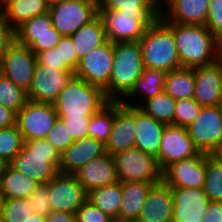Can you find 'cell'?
<instances>
[{"label":"cell","mask_w":222,"mask_h":222,"mask_svg":"<svg viewBox=\"0 0 222 222\" xmlns=\"http://www.w3.org/2000/svg\"><path fill=\"white\" fill-rule=\"evenodd\" d=\"M164 23L174 35L181 68L194 69L220 59L221 42L205 25Z\"/></svg>","instance_id":"1"},{"label":"cell","mask_w":222,"mask_h":222,"mask_svg":"<svg viewBox=\"0 0 222 222\" xmlns=\"http://www.w3.org/2000/svg\"><path fill=\"white\" fill-rule=\"evenodd\" d=\"M139 41L114 43V63L109 85L103 90L111 101H121L134 87L144 69Z\"/></svg>","instance_id":"2"},{"label":"cell","mask_w":222,"mask_h":222,"mask_svg":"<svg viewBox=\"0 0 222 222\" xmlns=\"http://www.w3.org/2000/svg\"><path fill=\"white\" fill-rule=\"evenodd\" d=\"M61 154L46 139L24 141L10 165L38 184H46L59 173Z\"/></svg>","instance_id":"3"},{"label":"cell","mask_w":222,"mask_h":222,"mask_svg":"<svg viewBox=\"0 0 222 222\" xmlns=\"http://www.w3.org/2000/svg\"><path fill=\"white\" fill-rule=\"evenodd\" d=\"M145 68L170 72L181 68L172 30L159 18L139 40Z\"/></svg>","instance_id":"4"},{"label":"cell","mask_w":222,"mask_h":222,"mask_svg":"<svg viewBox=\"0 0 222 222\" xmlns=\"http://www.w3.org/2000/svg\"><path fill=\"white\" fill-rule=\"evenodd\" d=\"M108 101L100 87L74 75L60 91L54 106L58 117H91Z\"/></svg>","instance_id":"5"},{"label":"cell","mask_w":222,"mask_h":222,"mask_svg":"<svg viewBox=\"0 0 222 222\" xmlns=\"http://www.w3.org/2000/svg\"><path fill=\"white\" fill-rule=\"evenodd\" d=\"M107 40L112 43L139 41L146 28L153 25L161 12H124L118 10H98Z\"/></svg>","instance_id":"6"},{"label":"cell","mask_w":222,"mask_h":222,"mask_svg":"<svg viewBox=\"0 0 222 222\" xmlns=\"http://www.w3.org/2000/svg\"><path fill=\"white\" fill-rule=\"evenodd\" d=\"M119 182L142 181L161 183L163 171L156 157L137 148L120 151L113 155Z\"/></svg>","instance_id":"7"},{"label":"cell","mask_w":222,"mask_h":222,"mask_svg":"<svg viewBox=\"0 0 222 222\" xmlns=\"http://www.w3.org/2000/svg\"><path fill=\"white\" fill-rule=\"evenodd\" d=\"M186 128L199 152L208 155L222 153L221 105L202 107L199 116Z\"/></svg>","instance_id":"8"},{"label":"cell","mask_w":222,"mask_h":222,"mask_svg":"<svg viewBox=\"0 0 222 222\" xmlns=\"http://www.w3.org/2000/svg\"><path fill=\"white\" fill-rule=\"evenodd\" d=\"M53 27L71 36L98 15L97 0H62L49 6Z\"/></svg>","instance_id":"9"},{"label":"cell","mask_w":222,"mask_h":222,"mask_svg":"<svg viewBox=\"0 0 222 222\" xmlns=\"http://www.w3.org/2000/svg\"><path fill=\"white\" fill-rule=\"evenodd\" d=\"M58 115L54 104L27 101L17 113L16 123L24 141L45 139Z\"/></svg>","instance_id":"10"},{"label":"cell","mask_w":222,"mask_h":222,"mask_svg":"<svg viewBox=\"0 0 222 222\" xmlns=\"http://www.w3.org/2000/svg\"><path fill=\"white\" fill-rule=\"evenodd\" d=\"M3 76L28 91L37 64V55L16 39L8 46L3 56Z\"/></svg>","instance_id":"11"},{"label":"cell","mask_w":222,"mask_h":222,"mask_svg":"<svg viewBox=\"0 0 222 222\" xmlns=\"http://www.w3.org/2000/svg\"><path fill=\"white\" fill-rule=\"evenodd\" d=\"M114 63V43L107 40L80 60L75 76L104 90L109 85Z\"/></svg>","instance_id":"12"},{"label":"cell","mask_w":222,"mask_h":222,"mask_svg":"<svg viewBox=\"0 0 222 222\" xmlns=\"http://www.w3.org/2000/svg\"><path fill=\"white\" fill-rule=\"evenodd\" d=\"M71 70H60L55 67L36 64L32 84L27 91L29 101L54 104L60 91L74 76Z\"/></svg>","instance_id":"13"},{"label":"cell","mask_w":222,"mask_h":222,"mask_svg":"<svg viewBox=\"0 0 222 222\" xmlns=\"http://www.w3.org/2000/svg\"><path fill=\"white\" fill-rule=\"evenodd\" d=\"M51 211L77 212L87 200V193L72 174L58 173L47 183Z\"/></svg>","instance_id":"14"},{"label":"cell","mask_w":222,"mask_h":222,"mask_svg":"<svg viewBox=\"0 0 222 222\" xmlns=\"http://www.w3.org/2000/svg\"><path fill=\"white\" fill-rule=\"evenodd\" d=\"M137 107L115 101L114 124L105 144V151L114 155L135 147Z\"/></svg>","instance_id":"15"},{"label":"cell","mask_w":222,"mask_h":222,"mask_svg":"<svg viewBox=\"0 0 222 222\" xmlns=\"http://www.w3.org/2000/svg\"><path fill=\"white\" fill-rule=\"evenodd\" d=\"M199 153L189 137L186 127L165 126L158 156L156 157L162 171L174 162L196 156Z\"/></svg>","instance_id":"16"},{"label":"cell","mask_w":222,"mask_h":222,"mask_svg":"<svg viewBox=\"0 0 222 222\" xmlns=\"http://www.w3.org/2000/svg\"><path fill=\"white\" fill-rule=\"evenodd\" d=\"M206 177V154L182 159L163 171V181L170 188H203Z\"/></svg>","instance_id":"17"},{"label":"cell","mask_w":222,"mask_h":222,"mask_svg":"<svg viewBox=\"0 0 222 222\" xmlns=\"http://www.w3.org/2000/svg\"><path fill=\"white\" fill-rule=\"evenodd\" d=\"M171 190L172 222H203L209 203L203 188H171Z\"/></svg>","instance_id":"18"},{"label":"cell","mask_w":222,"mask_h":222,"mask_svg":"<svg viewBox=\"0 0 222 222\" xmlns=\"http://www.w3.org/2000/svg\"><path fill=\"white\" fill-rule=\"evenodd\" d=\"M193 98L203 107L222 104V60L194 68Z\"/></svg>","instance_id":"19"},{"label":"cell","mask_w":222,"mask_h":222,"mask_svg":"<svg viewBox=\"0 0 222 222\" xmlns=\"http://www.w3.org/2000/svg\"><path fill=\"white\" fill-rule=\"evenodd\" d=\"M173 196L171 188L162 181L154 184L135 222H172Z\"/></svg>","instance_id":"20"},{"label":"cell","mask_w":222,"mask_h":222,"mask_svg":"<svg viewBox=\"0 0 222 222\" xmlns=\"http://www.w3.org/2000/svg\"><path fill=\"white\" fill-rule=\"evenodd\" d=\"M73 175L81 183L86 193L118 181L113 155L107 152L86 163Z\"/></svg>","instance_id":"21"},{"label":"cell","mask_w":222,"mask_h":222,"mask_svg":"<svg viewBox=\"0 0 222 222\" xmlns=\"http://www.w3.org/2000/svg\"><path fill=\"white\" fill-rule=\"evenodd\" d=\"M105 153V145L93 137L76 140L61 153L59 173L73 175L86 163Z\"/></svg>","instance_id":"22"},{"label":"cell","mask_w":222,"mask_h":222,"mask_svg":"<svg viewBox=\"0 0 222 222\" xmlns=\"http://www.w3.org/2000/svg\"><path fill=\"white\" fill-rule=\"evenodd\" d=\"M209 3L210 0H165L168 11L161 9L160 19L177 24L205 25Z\"/></svg>","instance_id":"23"},{"label":"cell","mask_w":222,"mask_h":222,"mask_svg":"<svg viewBox=\"0 0 222 222\" xmlns=\"http://www.w3.org/2000/svg\"><path fill=\"white\" fill-rule=\"evenodd\" d=\"M165 126L137 107L135 148L157 157Z\"/></svg>","instance_id":"24"},{"label":"cell","mask_w":222,"mask_h":222,"mask_svg":"<svg viewBox=\"0 0 222 222\" xmlns=\"http://www.w3.org/2000/svg\"><path fill=\"white\" fill-rule=\"evenodd\" d=\"M156 183L142 181L121 182L119 220L136 221L152 186Z\"/></svg>","instance_id":"25"},{"label":"cell","mask_w":222,"mask_h":222,"mask_svg":"<svg viewBox=\"0 0 222 222\" xmlns=\"http://www.w3.org/2000/svg\"><path fill=\"white\" fill-rule=\"evenodd\" d=\"M49 4L45 0H9L5 4L4 19L12 30H16L30 18L47 13Z\"/></svg>","instance_id":"26"},{"label":"cell","mask_w":222,"mask_h":222,"mask_svg":"<svg viewBox=\"0 0 222 222\" xmlns=\"http://www.w3.org/2000/svg\"><path fill=\"white\" fill-rule=\"evenodd\" d=\"M71 38L79 60H82L86 54L107 41L102 20L98 15L79 28L71 35Z\"/></svg>","instance_id":"27"},{"label":"cell","mask_w":222,"mask_h":222,"mask_svg":"<svg viewBox=\"0 0 222 222\" xmlns=\"http://www.w3.org/2000/svg\"><path fill=\"white\" fill-rule=\"evenodd\" d=\"M39 184L26 174L8 166L0 179V193L2 199H23L33 193Z\"/></svg>","instance_id":"28"},{"label":"cell","mask_w":222,"mask_h":222,"mask_svg":"<svg viewBox=\"0 0 222 222\" xmlns=\"http://www.w3.org/2000/svg\"><path fill=\"white\" fill-rule=\"evenodd\" d=\"M124 105H132L141 109L144 113L152 116L158 122L165 125H174V113L176 100L169 96L164 90L155 95L154 97L147 99L145 102H139L136 104V100L133 102H122Z\"/></svg>","instance_id":"29"},{"label":"cell","mask_w":222,"mask_h":222,"mask_svg":"<svg viewBox=\"0 0 222 222\" xmlns=\"http://www.w3.org/2000/svg\"><path fill=\"white\" fill-rule=\"evenodd\" d=\"M163 90L176 101L193 98L195 90L194 69L179 68L167 72Z\"/></svg>","instance_id":"30"},{"label":"cell","mask_w":222,"mask_h":222,"mask_svg":"<svg viewBox=\"0 0 222 222\" xmlns=\"http://www.w3.org/2000/svg\"><path fill=\"white\" fill-rule=\"evenodd\" d=\"M121 182L106 185L91 190L87 193V200L98 207L113 219L119 220L121 206Z\"/></svg>","instance_id":"31"},{"label":"cell","mask_w":222,"mask_h":222,"mask_svg":"<svg viewBox=\"0 0 222 222\" xmlns=\"http://www.w3.org/2000/svg\"><path fill=\"white\" fill-rule=\"evenodd\" d=\"M166 75L167 72L160 69L144 68L134 87L124 97L126 100L123 99L121 102H127V99H135L138 95L143 96L144 101H146L161 93L164 89Z\"/></svg>","instance_id":"32"},{"label":"cell","mask_w":222,"mask_h":222,"mask_svg":"<svg viewBox=\"0 0 222 222\" xmlns=\"http://www.w3.org/2000/svg\"><path fill=\"white\" fill-rule=\"evenodd\" d=\"M60 34L52 24L49 12L30 18L15 30V39L29 46L34 41V35Z\"/></svg>","instance_id":"33"},{"label":"cell","mask_w":222,"mask_h":222,"mask_svg":"<svg viewBox=\"0 0 222 222\" xmlns=\"http://www.w3.org/2000/svg\"><path fill=\"white\" fill-rule=\"evenodd\" d=\"M115 118V101L109 100L90 118L88 126L89 136L102 142L108 141Z\"/></svg>","instance_id":"34"},{"label":"cell","mask_w":222,"mask_h":222,"mask_svg":"<svg viewBox=\"0 0 222 222\" xmlns=\"http://www.w3.org/2000/svg\"><path fill=\"white\" fill-rule=\"evenodd\" d=\"M203 190L209 201L222 202V158L206 154V177Z\"/></svg>","instance_id":"35"},{"label":"cell","mask_w":222,"mask_h":222,"mask_svg":"<svg viewBox=\"0 0 222 222\" xmlns=\"http://www.w3.org/2000/svg\"><path fill=\"white\" fill-rule=\"evenodd\" d=\"M97 10L161 12V0H97Z\"/></svg>","instance_id":"36"},{"label":"cell","mask_w":222,"mask_h":222,"mask_svg":"<svg viewBox=\"0 0 222 222\" xmlns=\"http://www.w3.org/2000/svg\"><path fill=\"white\" fill-rule=\"evenodd\" d=\"M24 140L17 123L0 128V157L11 163L21 151Z\"/></svg>","instance_id":"37"},{"label":"cell","mask_w":222,"mask_h":222,"mask_svg":"<svg viewBox=\"0 0 222 222\" xmlns=\"http://www.w3.org/2000/svg\"><path fill=\"white\" fill-rule=\"evenodd\" d=\"M33 214L30 201L26 198L1 200V222H28Z\"/></svg>","instance_id":"38"},{"label":"cell","mask_w":222,"mask_h":222,"mask_svg":"<svg viewBox=\"0 0 222 222\" xmlns=\"http://www.w3.org/2000/svg\"><path fill=\"white\" fill-rule=\"evenodd\" d=\"M27 101V91L4 76L0 78L1 105L17 114Z\"/></svg>","instance_id":"39"},{"label":"cell","mask_w":222,"mask_h":222,"mask_svg":"<svg viewBox=\"0 0 222 222\" xmlns=\"http://www.w3.org/2000/svg\"><path fill=\"white\" fill-rule=\"evenodd\" d=\"M202 107L194 98L177 100L174 125L187 127L199 116Z\"/></svg>","instance_id":"40"},{"label":"cell","mask_w":222,"mask_h":222,"mask_svg":"<svg viewBox=\"0 0 222 222\" xmlns=\"http://www.w3.org/2000/svg\"><path fill=\"white\" fill-rule=\"evenodd\" d=\"M58 51L59 65H66L72 72L77 70L80 60L78 59L76 48L71 36H62L55 47Z\"/></svg>","instance_id":"41"},{"label":"cell","mask_w":222,"mask_h":222,"mask_svg":"<svg viewBox=\"0 0 222 222\" xmlns=\"http://www.w3.org/2000/svg\"><path fill=\"white\" fill-rule=\"evenodd\" d=\"M45 139L48 140L60 154L74 142L60 118H57Z\"/></svg>","instance_id":"42"},{"label":"cell","mask_w":222,"mask_h":222,"mask_svg":"<svg viewBox=\"0 0 222 222\" xmlns=\"http://www.w3.org/2000/svg\"><path fill=\"white\" fill-rule=\"evenodd\" d=\"M26 200L30 201L34 214L46 217L51 212L47 184H39Z\"/></svg>","instance_id":"43"},{"label":"cell","mask_w":222,"mask_h":222,"mask_svg":"<svg viewBox=\"0 0 222 222\" xmlns=\"http://www.w3.org/2000/svg\"><path fill=\"white\" fill-rule=\"evenodd\" d=\"M114 219L86 200L76 212L77 222H112Z\"/></svg>","instance_id":"44"},{"label":"cell","mask_w":222,"mask_h":222,"mask_svg":"<svg viewBox=\"0 0 222 222\" xmlns=\"http://www.w3.org/2000/svg\"><path fill=\"white\" fill-rule=\"evenodd\" d=\"M67 128L74 141L89 136L88 126L91 117H58Z\"/></svg>","instance_id":"45"},{"label":"cell","mask_w":222,"mask_h":222,"mask_svg":"<svg viewBox=\"0 0 222 222\" xmlns=\"http://www.w3.org/2000/svg\"><path fill=\"white\" fill-rule=\"evenodd\" d=\"M205 26L220 42L222 41V5L209 4Z\"/></svg>","instance_id":"46"},{"label":"cell","mask_w":222,"mask_h":222,"mask_svg":"<svg viewBox=\"0 0 222 222\" xmlns=\"http://www.w3.org/2000/svg\"><path fill=\"white\" fill-rule=\"evenodd\" d=\"M62 37L61 34L34 35V41L28 46L36 55L54 49Z\"/></svg>","instance_id":"47"},{"label":"cell","mask_w":222,"mask_h":222,"mask_svg":"<svg viewBox=\"0 0 222 222\" xmlns=\"http://www.w3.org/2000/svg\"><path fill=\"white\" fill-rule=\"evenodd\" d=\"M15 39V31L6 23L4 17H0V59H3L8 46Z\"/></svg>","instance_id":"48"},{"label":"cell","mask_w":222,"mask_h":222,"mask_svg":"<svg viewBox=\"0 0 222 222\" xmlns=\"http://www.w3.org/2000/svg\"><path fill=\"white\" fill-rule=\"evenodd\" d=\"M37 63L48 67H55L60 70H70L66 65H59L58 51L50 49L37 55Z\"/></svg>","instance_id":"49"},{"label":"cell","mask_w":222,"mask_h":222,"mask_svg":"<svg viewBox=\"0 0 222 222\" xmlns=\"http://www.w3.org/2000/svg\"><path fill=\"white\" fill-rule=\"evenodd\" d=\"M203 222H222V202L209 201Z\"/></svg>","instance_id":"50"},{"label":"cell","mask_w":222,"mask_h":222,"mask_svg":"<svg viewBox=\"0 0 222 222\" xmlns=\"http://www.w3.org/2000/svg\"><path fill=\"white\" fill-rule=\"evenodd\" d=\"M46 222H77L76 214L65 211H51L46 216Z\"/></svg>","instance_id":"51"},{"label":"cell","mask_w":222,"mask_h":222,"mask_svg":"<svg viewBox=\"0 0 222 222\" xmlns=\"http://www.w3.org/2000/svg\"><path fill=\"white\" fill-rule=\"evenodd\" d=\"M17 114L0 104V128L16 124Z\"/></svg>","instance_id":"52"},{"label":"cell","mask_w":222,"mask_h":222,"mask_svg":"<svg viewBox=\"0 0 222 222\" xmlns=\"http://www.w3.org/2000/svg\"><path fill=\"white\" fill-rule=\"evenodd\" d=\"M10 165L5 159L0 157V179Z\"/></svg>","instance_id":"53"},{"label":"cell","mask_w":222,"mask_h":222,"mask_svg":"<svg viewBox=\"0 0 222 222\" xmlns=\"http://www.w3.org/2000/svg\"><path fill=\"white\" fill-rule=\"evenodd\" d=\"M28 222H46V217L40 216L38 214H33L30 216Z\"/></svg>","instance_id":"54"},{"label":"cell","mask_w":222,"mask_h":222,"mask_svg":"<svg viewBox=\"0 0 222 222\" xmlns=\"http://www.w3.org/2000/svg\"><path fill=\"white\" fill-rule=\"evenodd\" d=\"M5 3L3 0H0V17L4 16Z\"/></svg>","instance_id":"55"},{"label":"cell","mask_w":222,"mask_h":222,"mask_svg":"<svg viewBox=\"0 0 222 222\" xmlns=\"http://www.w3.org/2000/svg\"><path fill=\"white\" fill-rule=\"evenodd\" d=\"M3 77V61L0 59V78Z\"/></svg>","instance_id":"56"},{"label":"cell","mask_w":222,"mask_h":222,"mask_svg":"<svg viewBox=\"0 0 222 222\" xmlns=\"http://www.w3.org/2000/svg\"><path fill=\"white\" fill-rule=\"evenodd\" d=\"M209 4H220V5H222V0H210Z\"/></svg>","instance_id":"57"},{"label":"cell","mask_w":222,"mask_h":222,"mask_svg":"<svg viewBox=\"0 0 222 222\" xmlns=\"http://www.w3.org/2000/svg\"><path fill=\"white\" fill-rule=\"evenodd\" d=\"M48 4H49V6L51 5V4H53V3H56V2H60V1H62V0H45Z\"/></svg>","instance_id":"58"},{"label":"cell","mask_w":222,"mask_h":222,"mask_svg":"<svg viewBox=\"0 0 222 222\" xmlns=\"http://www.w3.org/2000/svg\"><path fill=\"white\" fill-rule=\"evenodd\" d=\"M112 222H135V221H126V220L114 219Z\"/></svg>","instance_id":"59"},{"label":"cell","mask_w":222,"mask_h":222,"mask_svg":"<svg viewBox=\"0 0 222 222\" xmlns=\"http://www.w3.org/2000/svg\"><path fill=\"white\" fill-rule=\"evenodd\" d=\"M220 59L222 60V41H221Z\"/></svg>","instance_id":"60"},{"label":"cell","mask_w":222,"mask_h":222,"mask_svg":"<svg viewBox=\"0 0 222 222\" xmlns=\"http://www.w3.org/2000/svg\"><path fill=\"white\" fill-rule=\"evenodd\" d=\"M0 222H1V202H0Z\"/></svg>","instance_id":"61"}]
</instances>
